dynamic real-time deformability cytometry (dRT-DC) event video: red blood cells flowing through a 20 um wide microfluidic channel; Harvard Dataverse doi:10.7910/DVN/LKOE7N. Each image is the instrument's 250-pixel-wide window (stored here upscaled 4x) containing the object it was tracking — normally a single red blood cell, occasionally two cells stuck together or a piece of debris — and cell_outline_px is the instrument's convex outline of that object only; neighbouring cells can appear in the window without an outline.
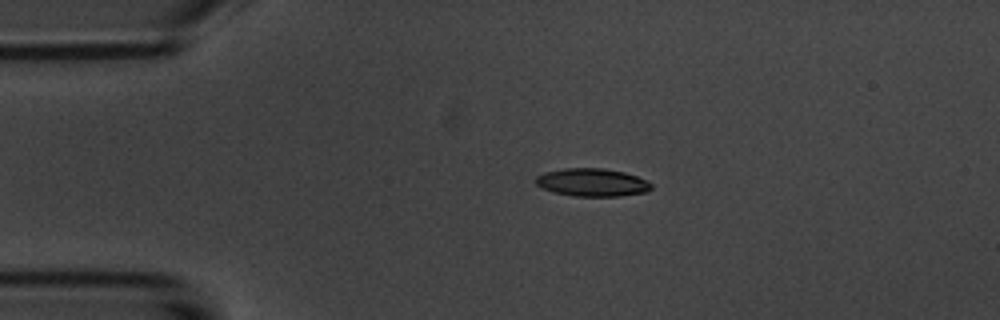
{"species": "common noctule bat (a hibernating species)", "species_latin": "Nyctalus noctula", "temperature_condition": "room temperature", "stored_images_in_passage": 5, "camera_frame_rate_fps": 3000, "um_per_image_px": 0.085, "animal": {"sex": "male", "body_mass_g": 20.1, "forearm_length_mm": 53.5}, "frame": {"image": 1, "passage_image": 3, "time_ms": 2.667, "image_size_px": [1000, 320], "cell_outline_px": [[652, 188], [644, 192], [620, 196], [572, 196], [556, 192], [544, 188], [536, 184], [532, 180], [536, 176], [544, 172], [564, 168], [604, 168], [624, 172], [636, 176], [652, 184]], "centroid_in_image_um": [50.29, 15.49], "position_along_channel_um": 34.7, "area_um2": 18.73}}
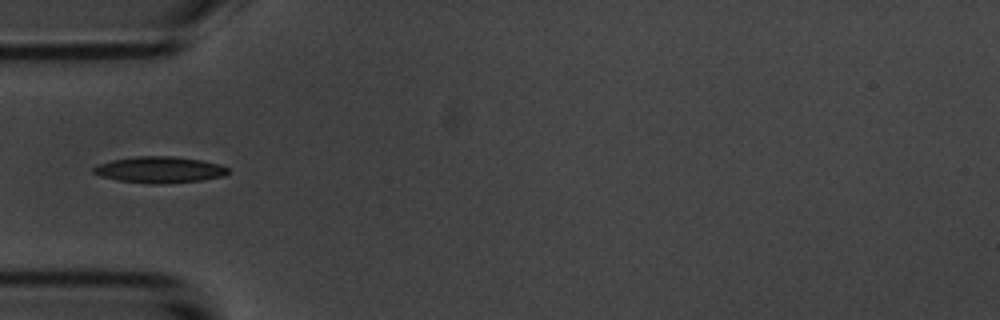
{"frame": {"image": 2, "passage_image": 5, "time_ms": 4.667, "image_size_px": [1000, 320], "cell_outline_px": [[228, 172], [224, 176], [200, 180], [160, 184], [148, 184], [116, 180], [100, 176], [92, 172], [92, 168], [96, 164], [112, 160], [136, 156], [172, 156], [200, 160], [220, 164], [228, 168]], "centroid_in_image_um": [13.51, 14.43], "position_along_channel_um": 71.5, "area_um2": 20.69}}